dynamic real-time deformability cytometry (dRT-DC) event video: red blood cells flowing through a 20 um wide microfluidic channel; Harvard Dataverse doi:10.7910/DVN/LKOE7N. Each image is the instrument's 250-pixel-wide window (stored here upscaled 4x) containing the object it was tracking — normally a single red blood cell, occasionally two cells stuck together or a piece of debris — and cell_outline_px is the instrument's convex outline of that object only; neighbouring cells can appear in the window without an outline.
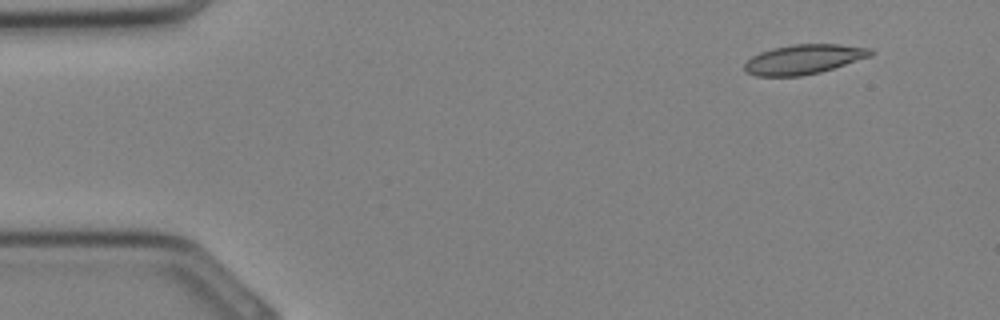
{"species": "Egyptian fruit bat (a non-hibernating species)", "species_latin": "Rousettus aegyptiacus", "temperature_condition": "cold", "stored_images_in_passage": 31, "camera_frame_rate_fps": 3000, "um_per_image_px": 0.085, "animal": {"sex": "female"}, "frame": {"image": 1, "passage_image": 1, "time_ms": 0.0, "image_size_px": [1000, 320], "cell_outline_px": [[872, 56], [820, 72], [800, 76], [756, 76], [748, 72], [744, 68], [744, 64], [752, 56], [760, 52], [772, 48], [792, 44], [840, 44], [872, 48]], "centroid_in_image_um": [68.33, 5.03], "position_along_channel_um": 16.7, "area_um2": 21.73}}
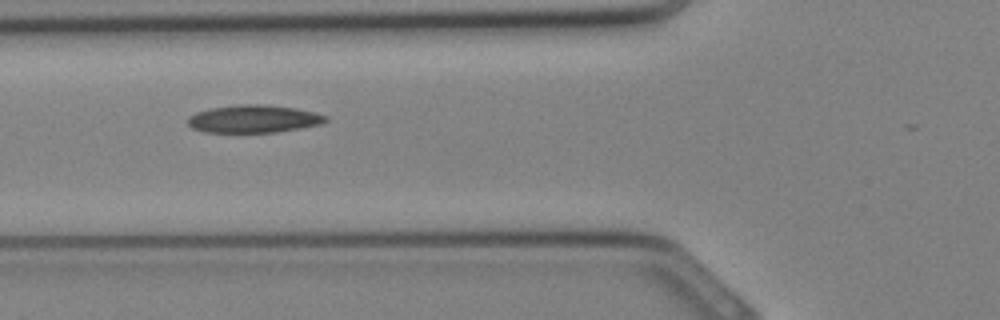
{"frame": {"image": 2, "passage_image": 10, "time_ms": 3.0, "image_size_px": [1000, 320], "cell_outline_px": [[328, 120], [320, 124], [300, 128], [276, 132], [204, 132], [192, 128], [188, 124], [188, 116], [196, 112], [212, 108], [236, 104], [264, 104], [296, 108], [328, 116]], "centroid_in_image_um": [21.54, 10.1], "position_along_channel_um": 104.3, "area_um2": 22.25}}
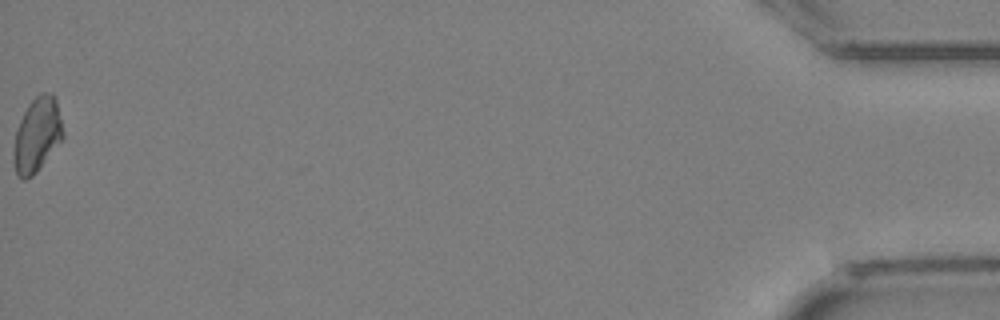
{"frame": {"image": 3, "passage_image": 31, "time_ms": 10.0, "image_size_px": [1000, 320], "cell_outline_px": [[64, 136], [36, 172], [32, 176], [24, 180], [16, 172], [12, 160], [12, 152], [16, 132], [20, 120], [28, 104], [40, 92], [52, 92], [56, 100], [64, 132]], "centroid_in_image_um": [3.14, 11.44], "position_along_channel_um": 432.1, "area_um2": 21.27}}